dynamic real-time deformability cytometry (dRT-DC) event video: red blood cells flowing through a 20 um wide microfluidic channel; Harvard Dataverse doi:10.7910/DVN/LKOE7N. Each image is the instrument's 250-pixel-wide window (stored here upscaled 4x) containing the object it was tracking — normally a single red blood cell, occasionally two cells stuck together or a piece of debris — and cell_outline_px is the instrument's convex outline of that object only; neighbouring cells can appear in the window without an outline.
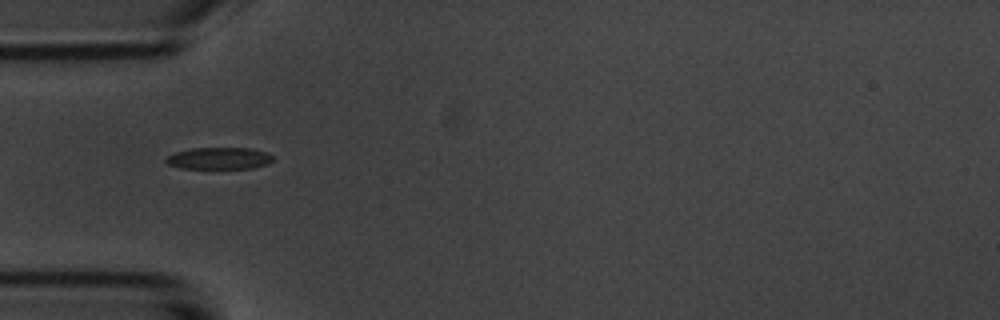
{"species": "common noctule bat (a hibernating species)", "species_latin": "Nyctalus noctula", "temperature_condition": "room temperature", "stored_images_in_passage": 8, "camera_frame_rate_fps": 3000, "um_per_image_px": 0.085, "animal": {"sex": "male", "body_mass_g": 20.1, "forearm_length_mm": 53.5}, "frame": {"image": 1, "passage_image": 4, "time_ms": 3.667, "image_size_px": [1000, 320], "cell_outline_px": [[272, 160], [268, 164], [252, 168], [180, 168], [168, 164], [164, 160], [168, 156], [176, 152], [192, 148], [252, 148], [264, 152], [272, 156]], "centroid_in_image_um": [18.61, 13.45], "position_along_channel_um": 66.4, "area_um2": 13.47}}
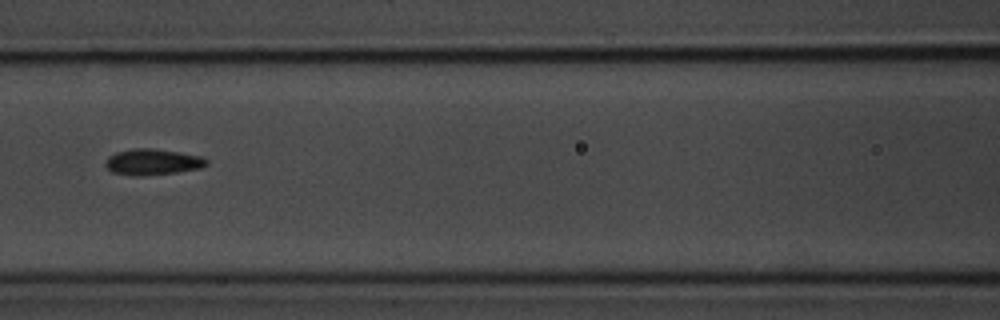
{"frame": {"image": 2, "passage_image": 6, "time_ms": 6.0, "image_size_px": [1000, 320], "cell_outline_px": [[208, 164], [200, 168], [176, 172], [136, 176], [112, 172], [104, 164], [108, 156], [116, 152], [132, 148], [152, 148], [180, 152], [204, 156], [208, 160]], "centroid_in_image_um": [12.98, 13.75], "position_along_channel_um": 153.6, "area_um2": 15.37}}
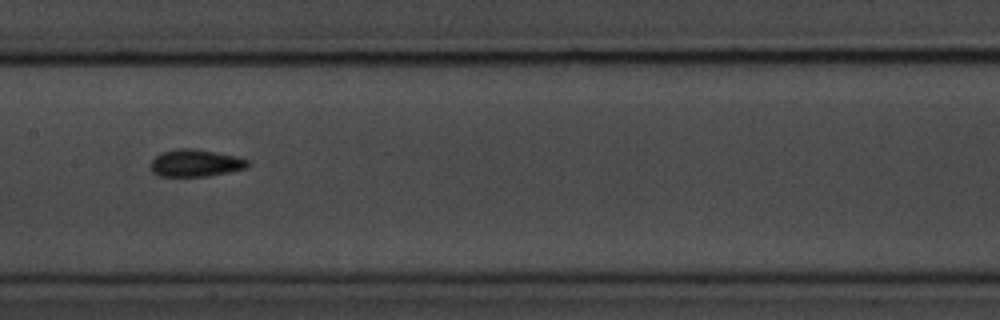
{"frame": {"image": 3, "passage_image": 7, "time_ms": 7.0, "image_size_px": [1000, 320], "cell_outline_px": [[248, 168], [208, 176], [160, 176], [152, 172], [152, 160], [160, 152], [176, 148], [196, 148], [236, 156], [248, 160]], "centroid_in_image_um": [16.62, 13.85], "position_along_channel_um": 190.8, "area_um2": 15.43}}